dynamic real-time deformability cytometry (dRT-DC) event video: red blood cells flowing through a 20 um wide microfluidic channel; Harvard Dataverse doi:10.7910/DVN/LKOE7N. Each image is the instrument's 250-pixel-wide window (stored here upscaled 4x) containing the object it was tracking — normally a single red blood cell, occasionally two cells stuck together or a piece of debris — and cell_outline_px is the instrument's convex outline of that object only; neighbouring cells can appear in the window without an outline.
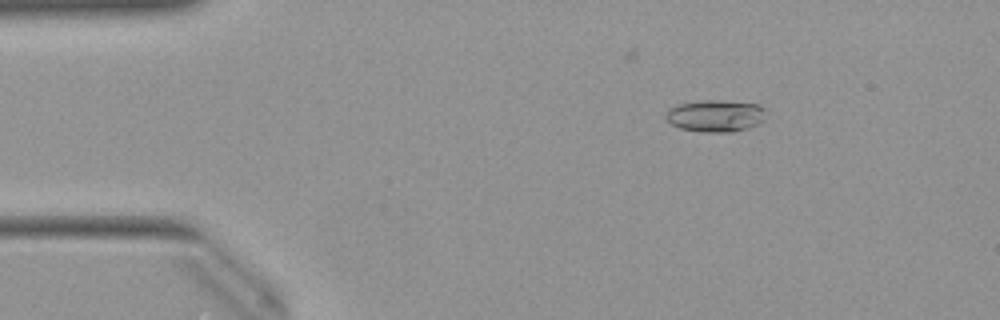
{"species": "Egyptian fruit bat (a non-hibernating species)", "species_latin": "Rousettus aegyptiacus", "temperature_condition": "warm", "stored_images_in_passage": 50, "camera_frame_rate_fps": 3000, "um_per_image_px": 0.085, "animal": {"sex": "female"}, "frame": {"image": 1, "passage_image": 7, "time_ms": 2.0, "image_size_px": [1000, 320], "cell_outline_px": [[764, 120], [760, 124], [748, 128], [732, 132], [700, 132], [680, 128], [672, 124], [664, 116], [676, 104], [704, 100], [720, 100], [760, 104], [764, 108]], "centroid_in_image_um": [60.85, 9.85], "position_along_channel_um": 24.1, "area_um2": 18.73}}
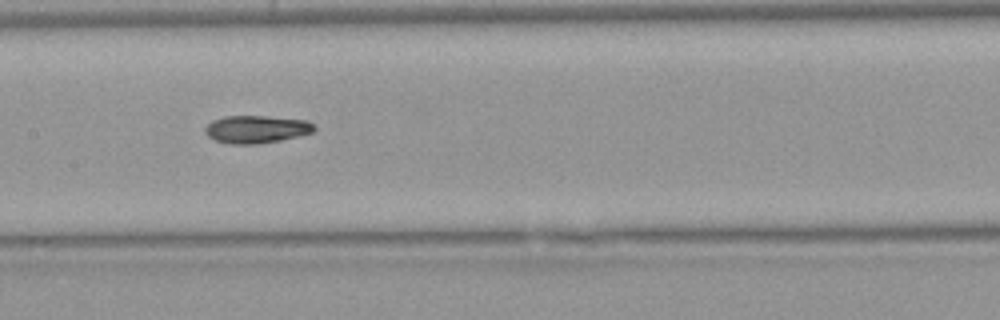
{"frame": {"image": 2, "passage_image": 24, "time_ms": 7.667, "image_size_px": [1000, 320], "cell_outline_px": [[316, 128], [312, 132], [300, 136], [280, 140], [256, 144], [228, 144], [216, 140], [208, 136], [204, 132], [204, 128], [212, 120], [224, 116], [264, 116], [308, 120]], "centroid_in_image_um": [21.77, 10.98], "position_along_channel_um": 185.6, "area_um2": 17.63}}
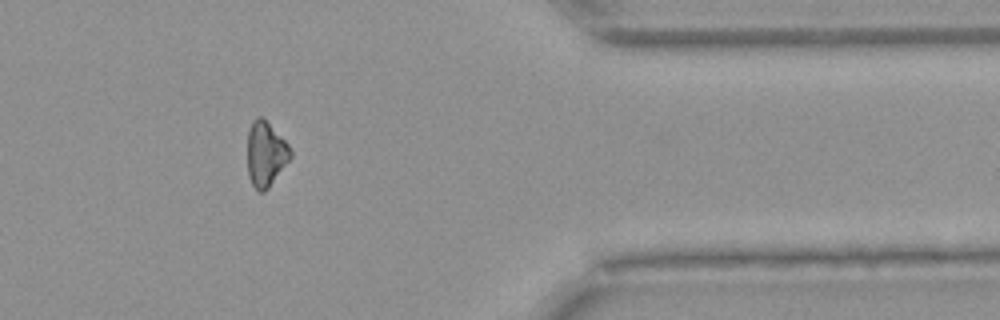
{"frame": {"image": 3, "passage_image": 41, "time_ms": 13.333, "image_size_px": [1000, 320], "cell_outline_px": [[292, 156], [268, 188], [264, 192], [260, 192], [252, 184], [248, 176], [248, 132], [252, 120], [256, 116], [260, 116], [288, 144], [292, 152]], "centroid_in_image_um": [22.57, 13.1], "position_along_channel_um": 388.8, "area_um2": 15.95}, "authors_computed_cell_mechanics": {"area_um2": 17.4845, "velocity_mm_per_s": 4.0138, "shape_relaxation_time_tau1_ms": 4.0379, "shape_relaxation_time_tau2_ms": null, "deformation_change_tau1": 0.1238, "deformation_change_tau2": null}}